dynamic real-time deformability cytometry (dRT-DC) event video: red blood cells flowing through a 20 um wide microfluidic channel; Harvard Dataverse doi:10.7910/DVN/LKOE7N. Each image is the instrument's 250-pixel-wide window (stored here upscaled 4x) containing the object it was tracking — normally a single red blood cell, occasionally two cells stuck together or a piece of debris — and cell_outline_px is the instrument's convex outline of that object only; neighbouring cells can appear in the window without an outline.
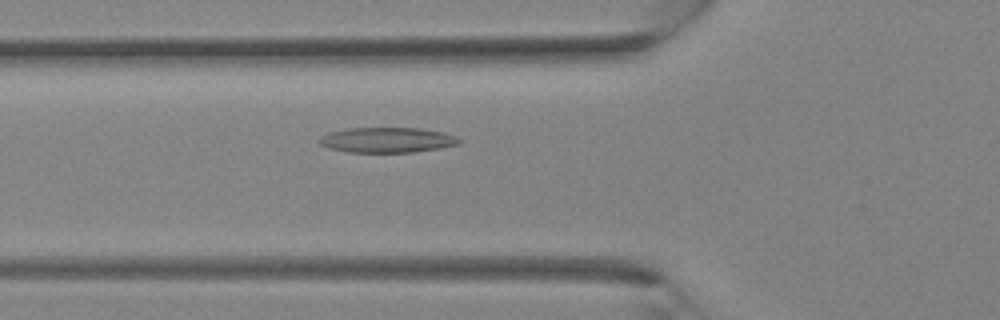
{"species": "Egyptian fruit bat (a non-hibernating species)", "species_latin": "Rousettus aegyptiacus", "temperature_condition": "room temperature", "stored_images_in_passage": 36, "camera_frame_rate_fps": 3000, "um_per_image_px": 0.085, "animal": {"sex": "female"}, "frame": {"image": 1, "passage_image": 13, "time_ms": 4.0, "image_size_px": [1000, 320], "cell_outline_px": [[460, 144], [412, 152], [348, 152], [328, 148], [320, 144], [316, 140], [320, 136], [332, 132], [348, 128], [420, 128], [444, 132], [456, 136], [460, 140]], "centroid_in_image_um": [32.88, 11.89], "position_along_channel_um": 92.9, "area_um2": 20.46}}
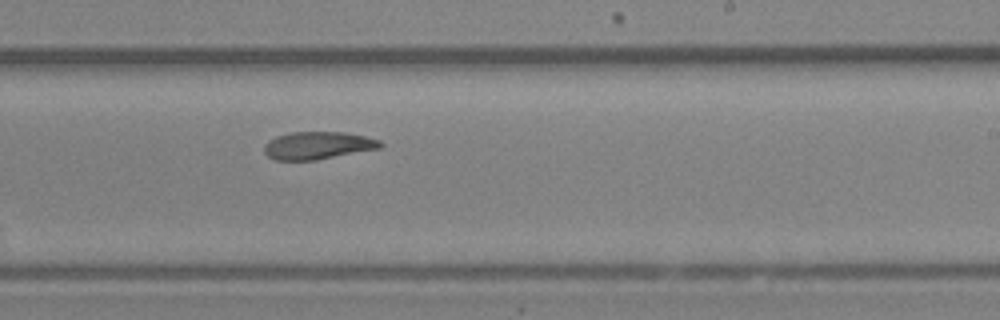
{"frame": {"image": 2, "passage_image": 22, "time_ms": 7.0, "image_size_px": [1000, 320], "cell_outline_px": [[384, 144], [380, 148], [316, 160], [276, 160], [268, 156], [264, 152], [264, 144], [268, 140], [276, 136], [292, 132], [344, 132], [364, 136], [380, 140]], "centroid_in_image_um": [27.0, 12.36], "position_along_channel_um": 262.0, "area_um2": 18.67}}
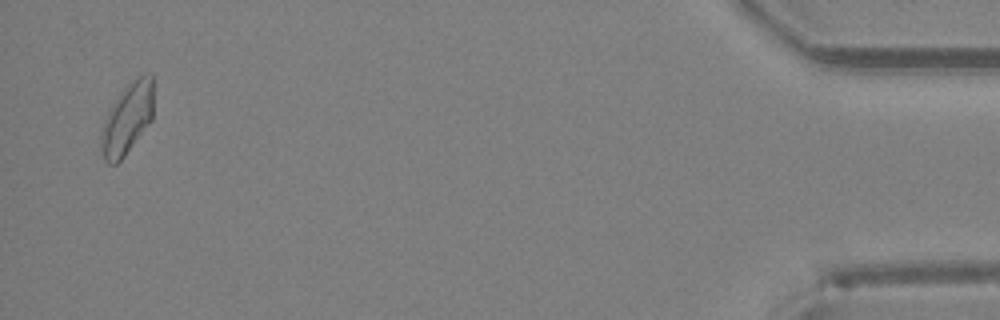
{"frame": {"image": 3, "passage_image": 35, "time_ms": 11.333, "image_size_px": [1000, 320], "cell_outline_px": [[152, 120], [124, 156], [116, 164], [108, 164], [104, 160], [100, 148], [100, 132], [104, 120], [112, 104], [124, 88], [132, 80], [140, 76], [152, 72]], "centroid_in_image_um": [10.79, 10.12], "position_along_channel_um": 424.4, "area_um2": 21.56}}